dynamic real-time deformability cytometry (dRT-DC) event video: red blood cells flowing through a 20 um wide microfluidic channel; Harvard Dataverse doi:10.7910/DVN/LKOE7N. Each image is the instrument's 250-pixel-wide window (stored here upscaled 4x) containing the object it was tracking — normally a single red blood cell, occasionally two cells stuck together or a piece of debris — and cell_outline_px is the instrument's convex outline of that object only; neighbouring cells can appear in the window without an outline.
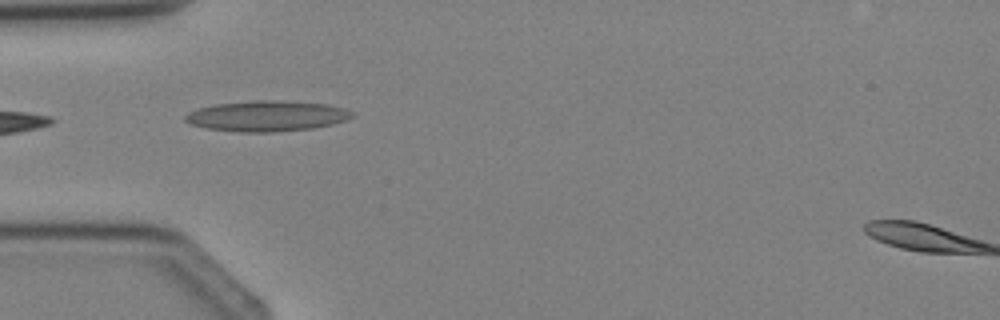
{"species": "Egyptian fruit bat (a non-hibernating species)", "species_latin": "Rousettus aegyptiacus", "temperature_condition": "cold", "stored_images_in_passage": 2, "camera_frame_rate_fps": 3000, "um_per_image_px": 0.085, "animal": {"sex": "female"}, "frame": {"image": 1, "passage_image": 2, "time_ms": 2.0, "image_size_px": [1000, 320], "cell_outline_px": [[356, 116], [348, 120], [332, 124], [312, 128], [272, 132], [240, 132], [204, 128], [192, 124], [184, 120], [184, 116], [188, 112], [196, 108], [216, 104], [256, 100], [280, 100], [328, 104], [344, 108], [356, 112]], "centroid_in_image_um": [22.71, 9.85], "position_along_channel_um": 62.3, "area_um2": 30.06}}